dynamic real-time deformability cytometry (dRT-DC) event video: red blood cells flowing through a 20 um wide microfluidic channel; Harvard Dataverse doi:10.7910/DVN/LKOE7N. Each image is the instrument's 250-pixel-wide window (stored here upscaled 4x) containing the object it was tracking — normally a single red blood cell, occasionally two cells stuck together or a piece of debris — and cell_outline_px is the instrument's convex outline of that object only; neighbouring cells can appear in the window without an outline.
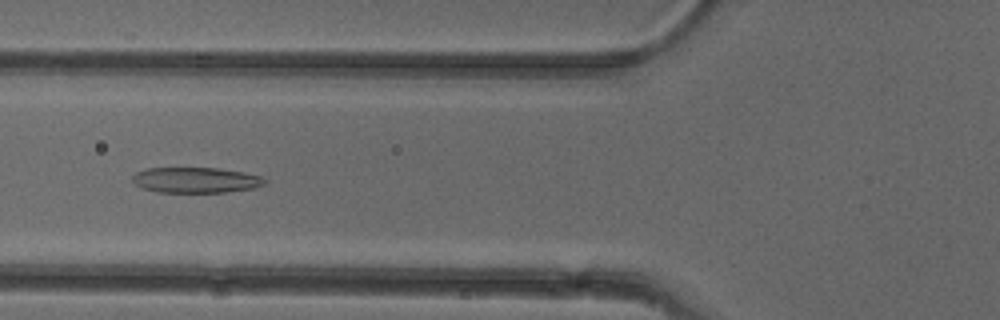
{"species": "common noctule bat (a hibernating species)", "species_latin": "Nyctalus noctula", "temperature_condition": "cold", "stored_images_in_passage": 50, "camera_frame_rate_fps": 3000, "um_per_image_px": 0.085, "animal": {"sex": "female"}, "frame": {"image": 1, "passage_image": 18, "time_ms": 5.667, "image_size_px": [1000, 320], "cell_outline_px": [[268, 180], [264, 184], [252, 188], [224, 192], [156, 192], [140, 188], [132, 180], [132, 176], [136, 172], [144, 168], [216, 168], [244, 172], [260, 176]], "centroid_in_image_um": [16.6, 15.3], "position_along_channel_um": 109.2, "area_um2": 19.71}}
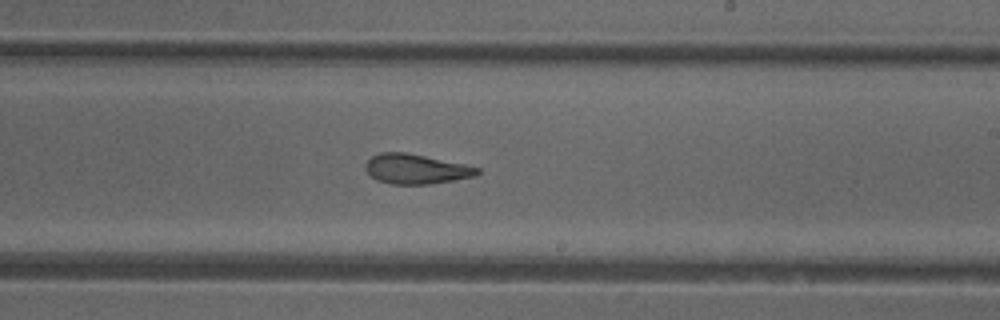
{"frame": {"image": 2, "passage_image": 29, "time_ms": 9.333, "image_size_px": [1000, 320], "cell_outline_px": [[480, 172], [476, 176], [428, 184], [392, 184], [376, 180], [364, 168], [364, 164], [372, 156], [380, 152], [404, 152], [464, 164], [480, 168]], "centroid_in_image_um": [35.33, 14.36], "position_along_channel_um": 253.7, "area_um2": 19.25}}
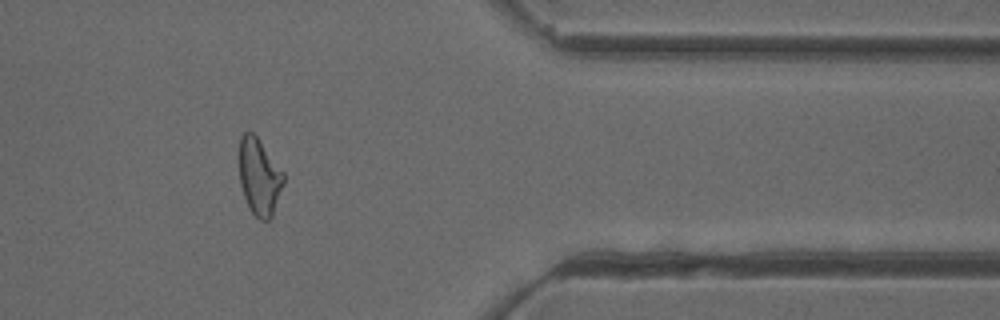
{"frame": {"image": 3, "passage_image": 41, "time_ms": 13.333, "image_size_px": [1000, 320], "cell_outline_px": [[284, 184], [272, 216], [268, 220], [260, 220], [248, 208], [240, 184], [240, 136], [244, 132], [252, 132], [256, 136], [284, 172]], "centroid_in_image_um": [22.05, 15.04], "position_along_channel_um": 389.3, "area_um2": 19.71}, "authors_computed_cell_mechanics": {"area_um2": 20.6635, "velocity_mm_per_s": 3.9229, "shape_relaxation_time_tau1_ms": null, "shape_relaxation_time_tau2_ms": 3.5428, "deformation_change_tau1": null, "deformation_change_tau2": 0.1344}}